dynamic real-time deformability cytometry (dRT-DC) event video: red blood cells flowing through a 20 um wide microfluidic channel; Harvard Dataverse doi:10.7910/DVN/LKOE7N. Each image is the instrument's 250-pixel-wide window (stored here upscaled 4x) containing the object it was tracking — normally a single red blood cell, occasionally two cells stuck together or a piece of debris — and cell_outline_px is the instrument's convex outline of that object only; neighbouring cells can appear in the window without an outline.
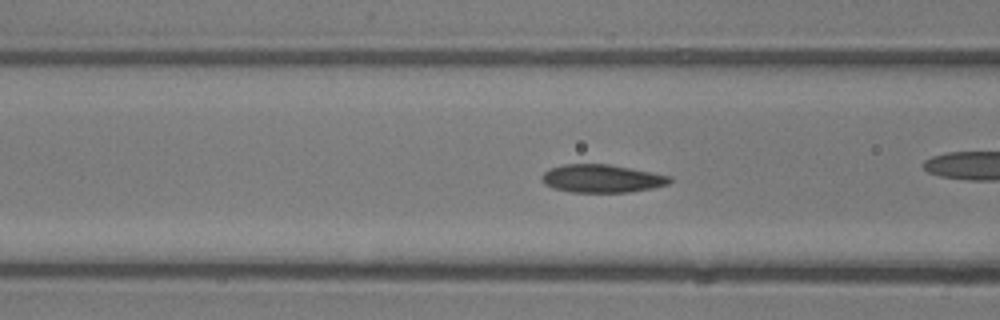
{"species": "common noctule bat (a hibernating species)", "species_latin": "Nyctalus noctula", "temperature_condition": "room temperature", "stored_images_in_passage": 15, "camera_frame_rate_fps": 3000, "um_per_image_px": 0.085, "animal": {"sex": "male", "body_mass_g": 13.3}, "frame": {"image": 1, "passage_image": 5, "time_ms": 1.333, "image_size_px": [1000, 320], "cell_outline_px": [[672, 180], [668, 184], [652, 188], [628, 192], [572, 192], [552, 188], [544, 184], [544, 172], [548, 168], [564, 164], [608, 164], [672, 176]], "centroid_in_image_um": [51.16, 15.17], "position_along_channel_um": 115.4, "area_um2": 20.75}}
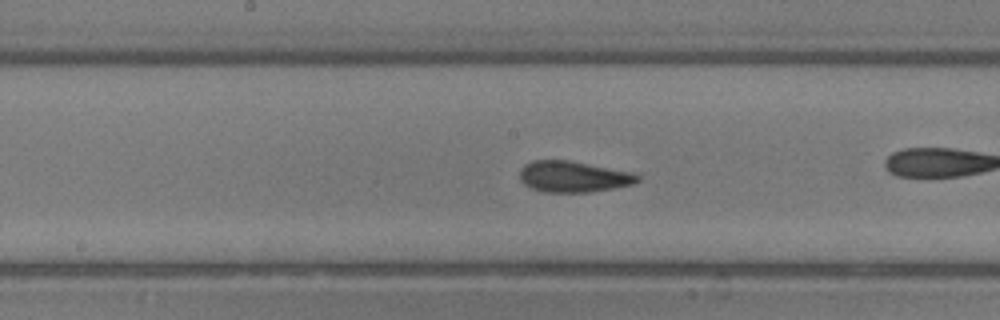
{"frame": {"image": 2, "passage_image": 11, "time_ms": 3.333, "image_size_px": [1000, 320], "cell_outline_px": [[640, 180], [632, 184], [612, 188], [588, 192], [544, 192], [532, 188], [524, 184], [520, 180], [520, 168], [524, 164], [532, 160], [568, 160], [636, 172], [640, 176]], "centroid_in_image_um": [48.74, 15.0], "position_along_channel_um": 199.5, "area_um2": 21.5}}